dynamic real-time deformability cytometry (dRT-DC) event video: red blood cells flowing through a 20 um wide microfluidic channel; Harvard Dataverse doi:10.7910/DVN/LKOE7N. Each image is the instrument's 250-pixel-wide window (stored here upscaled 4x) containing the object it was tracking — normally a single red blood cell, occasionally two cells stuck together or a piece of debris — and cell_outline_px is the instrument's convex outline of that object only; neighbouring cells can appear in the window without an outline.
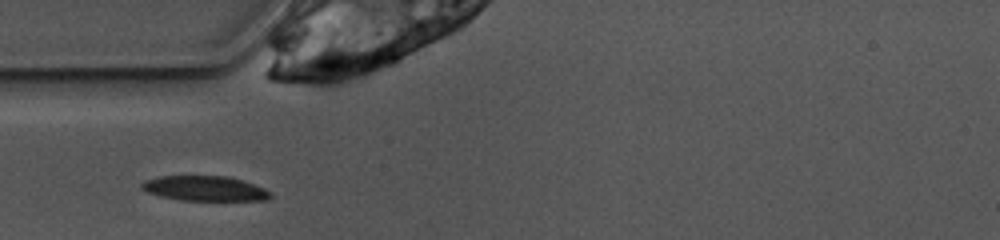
{"species": "common noctule bat (a hibernating species)", "species_latin": "Nyctalus noctula", "temperature_condition": "warm", "stored_images_in_passage": 25, "camera_frame_rate_fps": 3000, "um_per_image_px": 0.085, "animal": {"sex": "female", "body_mass_g": 10.0, "forearm_length_mm": 53.1}, "frame": {"image": 1, "passage_image": 1, "time_ms": 0.0, "image_size_px": [1000, 240], "cell_outline_px": [[272, 196], [268, 200], [180, 200], [160, 196], [148, 192], [140, 188], [140, 184], [144, 180], [160, 176], [228, 176], [244, 180], [264, 188], [272, 192]], "centroid_in_image_um": [17.42, 16.01], "position_along_channel_um": 67.6, "area_um2": 18.84}}
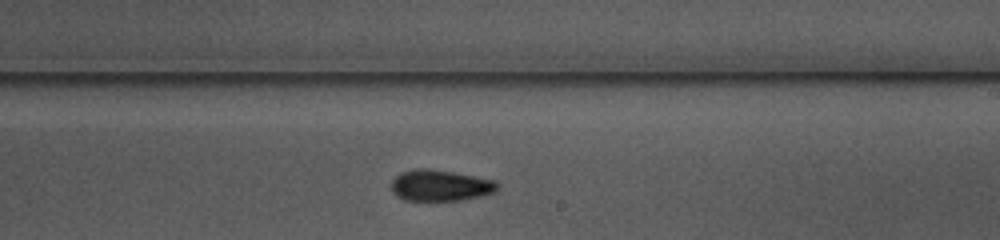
{"frame": {"image": 2, "passage_image": 15, "time_ms": 4.667, "image_size_px": [1000, 240], "cell_outline_px": [[500, 188], [496, 192], [480, 196], [460, 200], [404, 200], [396, 196], [392, 192], [392, 180], [400, 172], [416, 168], [428, 168], [452, 172], [496, 180], [500, 184]], "centroid_in_image_um": [37.44, 15.76], "position_along_channel_um": 251.6, "area_um2": 19.42}}
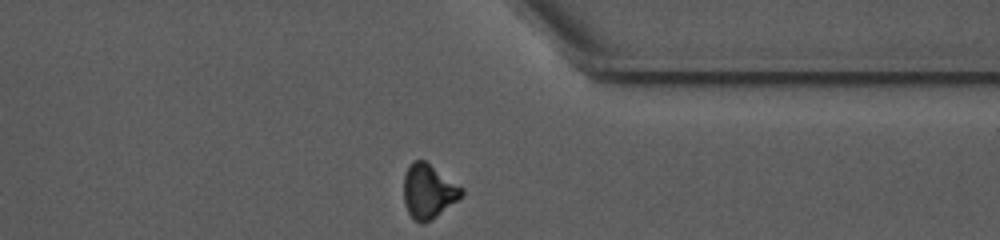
{"frame": {"image": 3, "passage_image": 25, "time_ms": 8.0, "image_size_px": [1000, 240], "cell_outline_px": [[464, 192], [456, 200], [436, 216], [424, 224], [420, 224], [408, 212], [404, 204], [404, 176], [408, 164], [412, 160], [424, 160], [464, 188]], "centroid_in_image_um": [36.39, 16.24], "position_along_channel_um": 375.0, "area_um2": 18.09}}